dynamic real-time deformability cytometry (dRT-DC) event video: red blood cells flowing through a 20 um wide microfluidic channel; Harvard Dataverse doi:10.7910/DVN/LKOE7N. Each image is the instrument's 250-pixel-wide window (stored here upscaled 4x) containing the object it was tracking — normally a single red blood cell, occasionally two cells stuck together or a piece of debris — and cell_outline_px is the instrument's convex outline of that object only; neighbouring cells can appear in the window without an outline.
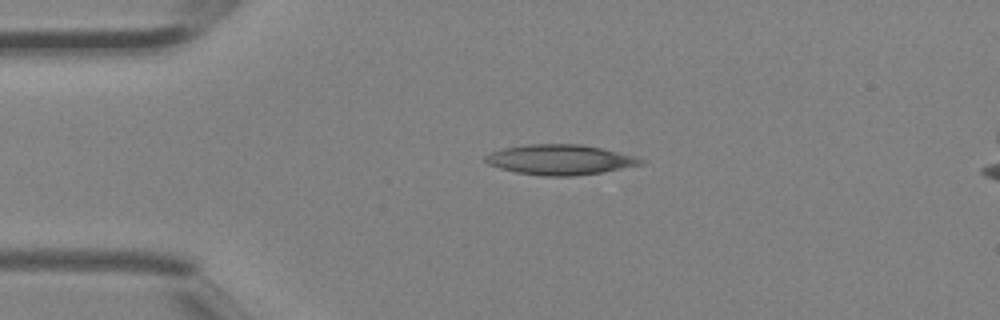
{"species": "Egyptian fruit bat (a non-hibernating species)", "species_latin": "Rousettus aegyptiacus", "temperature_condition": "room temperature", "stored_images_in_passage": 4, "camera_frame_rate_fps": 3000, "um_per_image_px": 0.085, "animal": {"sex": "female"}, "frame": {"image": 1, "passage_image": 3, "time_ms": 0.667, "image_size_px": [1000, 320], "cell_outline_px": [[644, 164], [600, 172], [572, 176], [544, 176], [516, 172], [500, 168], [488, 164], [484, 160], [484, 156], [488, 152], [504, 148], [528, 144], [580, 144], [604, 148], [636, 156], [644, 160]], "centroid_in_image_um": [47.59, 13.56], "position_along_channel_um": 37.4, "area_um2": 27.34}}